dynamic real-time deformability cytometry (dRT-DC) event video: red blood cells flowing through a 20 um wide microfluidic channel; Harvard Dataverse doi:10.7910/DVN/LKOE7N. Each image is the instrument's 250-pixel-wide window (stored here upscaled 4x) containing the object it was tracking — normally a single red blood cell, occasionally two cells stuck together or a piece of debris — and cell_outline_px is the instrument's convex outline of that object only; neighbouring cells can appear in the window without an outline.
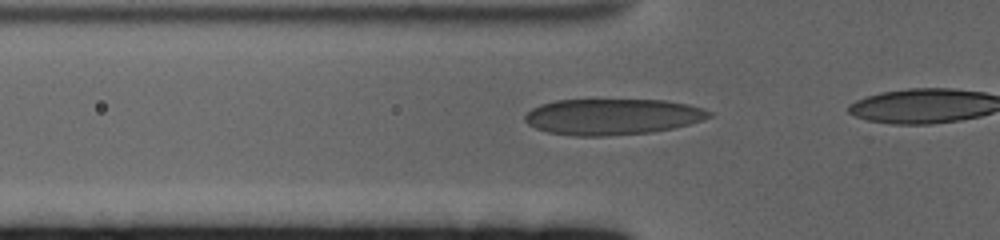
{"species": "human", "species_latin": "Homo sapiens", "temperature_condition": "cold", "stored_images_in_passage": 17, "camera_frame_rate_fps": 3000, "um_per_image_px": 0.085, "donor": {"sex": "female"}, "frame": {"image": 1, "passage_image": 14, "time_ms": 4.333, "image_size_px": [1000, 240], "cell_outline_px": [[712, 116], [704, 120], [672, 128], [652, 132], [604, 136], [576, 136], [548, 132], [536, 128], [528, 124], [524, 120], [524, 116], [532, 108], [540, 104], [556, 100], [664, 100], [688, 104], [704, 108], [712, 112]], "centroid_in_image_um": [52.06, 9.92], "position_along_channel_um": 73.7, "area_um2": 38.73}}